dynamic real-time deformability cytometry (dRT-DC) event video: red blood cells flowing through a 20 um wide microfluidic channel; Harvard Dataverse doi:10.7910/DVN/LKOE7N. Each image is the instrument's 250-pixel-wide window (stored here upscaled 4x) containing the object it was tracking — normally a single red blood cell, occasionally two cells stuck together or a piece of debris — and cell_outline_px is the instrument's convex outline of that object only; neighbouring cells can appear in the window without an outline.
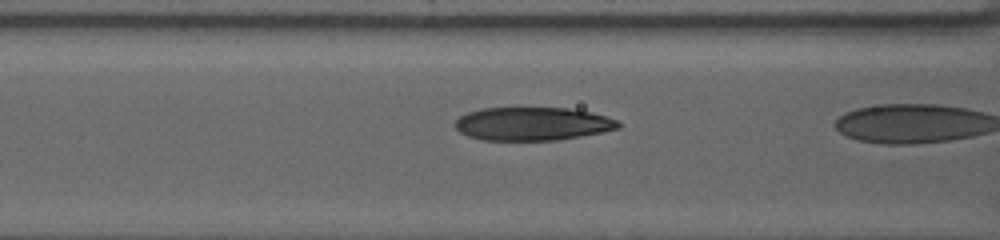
{"species": "human", "species_latin": "Homo sapiens", "temperature_condition": "warm", "stored_images_in_passage": 27, "camera_frame_rate_fps": 3000, "um_per_image_px": 0.085, "donor": {"sex": "female"}, "frame": {"image": 1, "passage_image": 26, "time_ms": 9.667, "image_size_px": [1000, 240], "cell_outline_px": [[620, 128], [580, 136], [556, 140], [480, 140], [468, 136], [460, 132], [456, 128], [456, 120], [460, 116], [468, 112], [484, 108], [568, 108], [592, 112], [616, 120], [620, 124]], "centroid_in_image_um": [45.24, 10.52], "position_along_channel_um": 121.4, "area_um2": 31.44}}